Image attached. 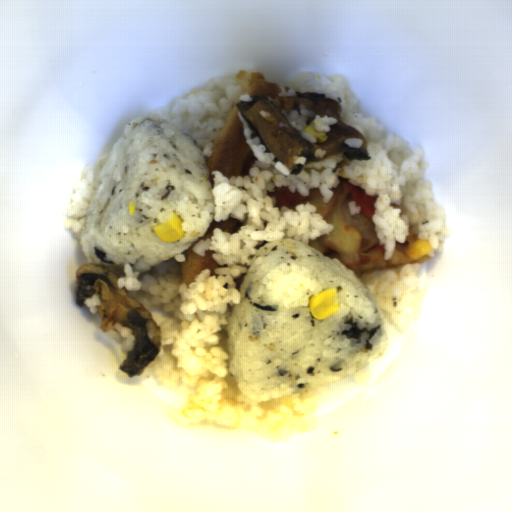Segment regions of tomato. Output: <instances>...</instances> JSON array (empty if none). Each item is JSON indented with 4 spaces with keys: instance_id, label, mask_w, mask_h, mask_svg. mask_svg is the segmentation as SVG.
Masks as SVG:
<instances>
[{
    "instance_id": "512abeb7",
    "label": "tomato",
    "mask_w": 512,
    "mask_h": 512,
    "mask_svg": "<svg viewBox=\"0 0 512 512\" xmlns=\"http://www.w3.org/2000/svg\"><path fill=\"white\" fill-rule=\"evenodd\" d=\"M267 195L275 197L276 203L274 207H278L279 212L281 210V206L296 211L295 206L300 204L301 201V195L298 190L296 189L295 192H291L289 186H276L274 187V191L267 190Z\"/></svg>"
}]
</instances>
